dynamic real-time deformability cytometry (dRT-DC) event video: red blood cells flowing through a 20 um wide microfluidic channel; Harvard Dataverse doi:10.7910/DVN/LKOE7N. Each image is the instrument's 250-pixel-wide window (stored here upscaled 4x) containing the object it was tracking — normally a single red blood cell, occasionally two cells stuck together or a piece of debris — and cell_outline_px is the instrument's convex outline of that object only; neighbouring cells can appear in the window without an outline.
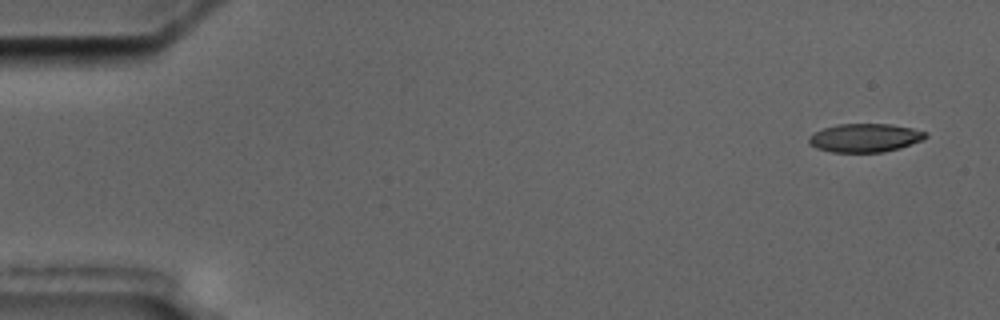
{"species": "common noctule bat (a hibernating species)", "species_latin": "Nyctalus noctula", "temperature_condition": "cold", "stored_images_in_passage": 3, "camera_frame_rate_fps": 3000, "um_per_image_px": 0.085, "animal": {"sex": "male", "body_mass_g": 17.5, "forearm_length_mm": 52.3}, "frame": {"image": 1, "passage_image": 1, "time_ms": 0.0, "image_size_px": [1000, 320], "cell_outline_px": [[928, 136], [924, 140], [900, 148], [884, 152], [832, 152], [816, 148], [808, 144], [808, 136], [824, 128], [836, 124], [892, 124], [912, 128], [928, 132]], "centroid_in_image_um": [73.54, 11.71], "position_along_channel_um": 11.5, "area_um2": 19.59}}
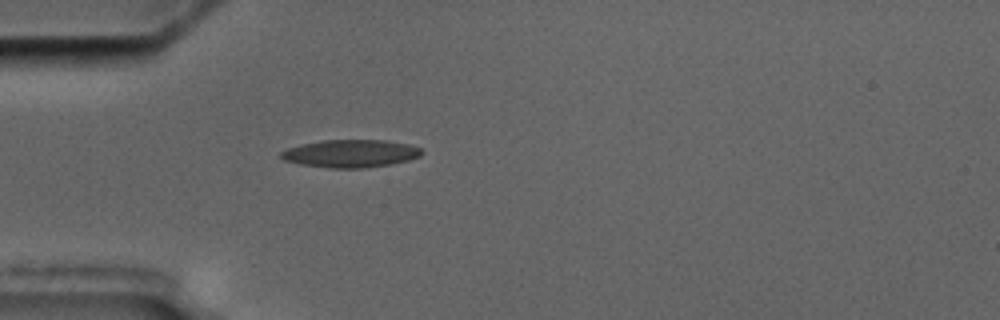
{"frame": {"image": 2, "passage_image": 3, "time_ms": 4.667, "image_size_px": [1000, 320], "cell_outline_px": [[424, 152], [420, 156], [408, 160], [388, 164], [364, 168], [332, 168], [300, 164], [284, 160], [280, 156], [280, 152], [288, 148], [300, 144], [320, 140], [384, 140], [408, 144], [420, 148]], "centroid_in_image_um": [29.78, 13.04], "position_along_channel_um": 55.2, "area_um2": 22.66}}